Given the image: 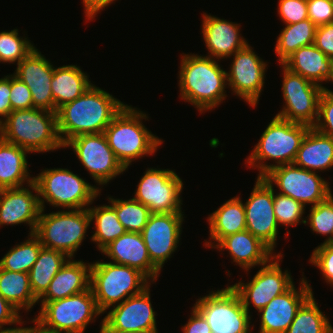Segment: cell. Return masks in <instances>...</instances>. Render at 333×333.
Segmentation results:
<instances>
[{
	"label": "cell",
	"instance_id": "6da1fadb",
	"mask_svg": "<svg viewBox=\"0 0 333 333\" xmlns=\"http://www.w3.org/2000/svg\"><path fill=\"white\" fill-rule=\"evenodd\" d=\"M125 105L92 84L77 99L57 110L58 133L62 143L83 134L104 133Z\"/></svg>",
	"mask_w": 333,
	"mask_h": 333
},
{
	"label": "cell",
	"instance_id": "7a4b0ae2",
	"mask_svg": "<svg viewBox=\"0 0 333 333\" xmlns=\"http://www.w3.org/2000/svg\"><path fill=\"white\" fill-rule=\"evenodd\" d=\"M179 71L180 98L202 114L215 109L226 98V70L219 60L198 54L181 55Z\"/></svg>",
	"mask_w": 333,
	"mask_h": 333
},
{
	"label": "cell",
	"instance_id": "3957f363",
	"mask_svg": "<svg viewBox=\"0 0 333 333\" xmlns=\"http://www.w3.org/2000/svg\"><path fill=\"white\" fill-rule=\"evenodd\" d=\"M0 137L34 154L64 147L58 133L57 113L43 109L10 112L0 123Z\"/></svg>",
	"mask_w": 333,
	"mask_h": 333
},
{
	"label": "cell",
	"instance_id": "277c9868",
	"mask_svg": "<svg viewBox=\"0 0 333 333\" xmlns=\"http://www.w3.org/2000/svg\"><path fill=\"white\" fill-rule=\"evenodd\" d=\"M137 109L126 104L104 131L115 157L126 170L138 158L156 153L163 143L142 123L148 115Z\"/></svg>",
	"mask_w": 333,
	"mask_h": 333
},
{
	"label": "cell",
	"instance_id": "5b68a950",
	"mask_svg": "<svg viewBox=\"0 0 333 333\" xmlns=\"http://www.w3.org/2000/svg\"><path fill=\"white\" fill-rule=\"evenodd\" d=\"M310 126L284 120L276 115L270 121L245 162L262 177L273 167L293 164L300 144ZM274 160L275 164L265 163Z\"/></svg>",
	"mask_w": 333,
	"mask_h": 333
},
{
	"label": "cell",
	"instance_id": "8992f818",
	"mask_svg": "<svg viewBox=\"0 0 333 333\" xmlns=\"http://www.w3.org/2000/svg\"><path fill=\"white\" fill-rule=\"evenodd\" d=\"M151 281L138 269L126 265L96 261L91 265L90 287L98 309L104 314L110 307L141 293Z\"/></svg>",
	"mask_w": 333,
	"mask_h": 333
},
{
	"label": "cell",
	"instance_id": "52a82bcc",
	"mask_svg": "<svg viewBox=\"0 0 333 333\" xmlns=\"http://www.w3.org/2000/svg\"><path fill=\"white\" fill-rule=\"evenodd\" d=\"M33 182L38 190L41 209L44 210L45 202L58 208L85 209L92 205L102 190L67 168L43 169L33 177Z\"/></svg>",
	"mask_w": 333,
	"mask_h": 333
},
{
	"label": "cell",
	"instance_id": "ba28073f",
	"mask_svg": "<svg viewBox=\"0 0 333 333\" xmlns=\"http://www.w3.org/2000/svg\"><path fill=\"white\" fill-rule=\"evenodd\" d=\"M91 224L88 207L63 209L44 214L41 209L34 234L44 248L57 250L74 258Z\"/></svg>",
	"mask_w": 333,
	"mask_h": 333
},
{
	"label": "cell",
	"instance_id": "9c48e42d",
	"mask_svg": "<svg viewBox=\"0 0 333 333\" xmlns=\"http://www.w3.org/2000/svg\"><path fill=\"white\" fill-rule=\"evenodd\" d=\"M34 319L57 333H84L100 314L91 287L81 293L54 301L40 302Z\"/></svg>",
	"mask_w": 333,
	"mask_h": 333
},
{
	"label": "cell",
	"instance_id": "30bf717a",
	"mask_svg": "<svg viewBox=\"0 0 333 333\" xmlns=\"http://www.w3.org/2000/svg\"><path fill=\"white\" fill-rule=\"evenodd\" d=\"M209 292L192 307L205 318L211 333H251V316L231 285Z\"/></svg>",
	"mask_w": 333,
	"mask_h": 333
},
{
	"label": "cell",
	"instance_id": "8fae6325",
	"mask_svg": "<svg viewBox=\"0 0 333 333\" xmlns=\"http://www.w3.org/2000/svg\"><path fill=\"white\" fill-rule=\"evenodd\" d=\"M262 177L270 185H277L279 194L292 197L305 207L315 206L331 195L330 184L325 179L294 164L273 167Z\"/></svg>",
	"mask_w": 333,
	"mask_h": 333
},
{
	"label": "cell",
	"instance_id": "7c38bea8",
	"mask_svg": "<svg viewBox=\"0 0 333 333\" xmlns=\"http://www.w3.org/2000/svg\"><path fill=\"white\" fill-rule=\"evenodd\" d=\"M182 179L173 170L148 168L135 190L134 200L147 206L151 213H183Z\"/></svg>",
	"mask_w": 333,
	"mask_h": 333
},
{
	"label": "cell",
	"instance_id": "4fadbf2b",
	"mask_svg": "<svg viewBox=\"0 0 333 333\" xmlns=\"http://www.w3.org/2000/svg\"><path fill=\"white\" fill-rule=\"evenodd\" d=\"M283 254L278 253L254 275L251 281H242L232 284L231 287L239 295L244 308L250 313V306H254L259 312L274 297L288 291L293 285V279L288 270L282 271L279 262H282ZM252 304V305H251Z\"/></svg>",
	"mask_w": 333,
	"mask_h": 333
},
{
	"label": "cell",
	"instance_id": "5bb4252c",
	"mask_svg": "<svg viewBox=\"0 0 333 333\" xmlns=\"http://www.w3.org/2000/svg\"><path fill=\"white\" fill-rule=\"evenodd\" d=\"M282 94L285 106L276 114L287 121L313 127L318 119L319 98L323 87L291 72L283 64Z\"/></svg>",
	"mask_w": 333,
	"mask_h": 333
},
{
	"label": "cell",
	"instance_id": "9a60e30c",
	"mask_svg": "<svg viewBox=\"0 0 333 333\" xmlns=\"http://www.w3.org/2000/svg\"><path fill=\"white\" fill-rule=\"evenodd\" d=\"M71 147L78 160L97 185H106L126 169L117 160L104 133L83 134L71 138L64 148Z\"/></svg>",
	"mask_w": 333,
	"mask_h": 333
},
{
	"label": "cell",
	"instance_id": "2e32d148",
	"mask_svg": "<svg viewBox=\"0 0 333 333\" xmlns=\"http://www.w3.org/2000/svg\"><path fill=\"white\" fill-rule=\"evenodd\" d=\"M267 65L248 43L233 54L230 70L226 71L227 88L230 86L233 94L256 107L265 84Z\"/></svg>",
	"mask_w": 333,
	"mask_h": 333
},
{
	"label": "cell",
	"instance_id": "e0dca14e",
	"mask_svg": "<svg viewBox=\"0 0 333 333\" xmlns=\"http://www.w3.org/2000/svg\"><path fill=\"white\" fill-rule=\"evenodd\" d=\"M101 320L102 331H145L158 333L154 308L151 304L150 285L141 293L130 296L112 306Z\"/></svg>",
	"mask_w": 333,
	"mask_h": 333
},
{
	"label": "cell",
	"instance_id": "ac0fdd59",
	"mask_svg": "<svg viewBox=\"0 0 333 333\" xmlns=\"http://www.w3.org/2000/svg\"><path fill=\"white\" fill-rule=\"evenodd\" d=\"M244 209L246 230L275 251L279 225L274 214L273 185L263 177H257Z\"/></svg>",
	"mask_w": 333,
	"mask_h": 333
},
{
	"label": "cell",
	"instance_id": "d6986e66",
	"mask_svg": "<svg viewBox=\"0 0 333 333\" xmlns=\"http://www.w3.org/2000/svg\"><path fill=\"white\" fill-rule=\"evenodd\" d=\"M183 213H151L141 232L151 262L161 271L177 250Z\"/></svg>",
	"mask_w": 333,
	"mask_h": 333
},
{
	"label": "cell",
	"instance_id": "ffe728a7",
	"mask_svg": "<svg viewBox=\"0 0 333 333\" xmlns=\"http://www.w3.org/2000/svg\"><path fill=\"white\" fill-rule=\"evenodd\" d=\"M285 293L274 297L258 313L260 316L259 333H285L294 320L301 305L313 295V290L305 277Z\"/></svg>",
	"mask_w": 333,
	"mask_h": 333
},
{
	"label": "cell",
	"instance_id": "44dd1931",
	"mask_svg": "<svg viewBox=\"0 0 333 333\" xmlns=\"http://www.w3.org/2000/svg\"><path fill=\"white\" fill-rule=\"evenodd\" d=\"M50 62L35 47L17 64L13 75L29 87L34 108L54 112L51 91L54 66Z\"/></svg>",
	"mask_w": 333,
	"mask_h": 333
},
{
	"label": "cell",
	"instance_id": "7402d4cb",
	"mask_svg": "<svg viewBox=\"0 0 333 333\" xmlns=\"http://www.w3.org/2000/svg\"><path fill=\"white\" fill-rule=\"evenodd\" d=\"M40 211L38 190L34 182L26 187L0 189L1 227L26 223L30 227L29 234L34 233Z\"/></svg>",
	"mask_w": 333,
	"mask_h": 333
},
{
	"label": "cell",
	"instance_id": "603a6c76",
	"mask_svg": "<svg viewBox=\"0 0 333 333\" xmlns=\"http://www.w3.org/2000/svg\"><path fill=\"white\" fill-rule=\"evenodd\" d=\"M201 34L208 50L207 57L216 60L230 58L248 42L240 33V24L203 13Z\"/></svg>",
	"mask_w": 333,
	"mask_h": 333
},
{
	"label": "cell",
	"instance_id": "cb8c5ba5",
	"mask_svg": "<svg viewBox=\"0 0 333 333\" xmlns=\"http://www.w3.org/2000/svg\"><path fill=\"white\" fill-rule=\"evenodd\" d=\"M116 264L133 267L142 272L153 284L161 272L150 260L141 233L126 231L102 251Z\"/></svg>",
	"mask_w": 333,
	"mask_h": 333
},
{
	"label": "cell",
	"instance_id": "d4e9b609",
	"mask_svg": "<svg viewBox=\"0 0 333 333\" xmlns=\"http://www.w3.org/2000/svg\"><path fill=\"white\" fill-rule=\"evenodd\" d=\"M215 248L219 252L228 250L231 260L247 272L257 265L266 264L275 255L274 251L248 230L224 237Z\"/></svg>",
	"mask_w": 333,
	"mask_h": 333
},
{
	"label": "cell",
	"instance_id": "484cf974",
	"mask_svg": "<svg viewBox=\"0 0 333 333\" xmlns=\"http://www.w3.org/2000/svg\"><path fill=\"white\" fill-rule=\"evenodd\" d=\"M91 265L92 263L70 258L53 277L49 288L38 302L63 299L88 290L91 281Z\"/></svg>",
	"mask_w": 333,
	"mask_h": 333
},
{
	"label": "cell",
	"instance_id": "4316f807",
	"mask_svg": "<svg viewBox=\"0 0 333 333\" xmlns=\"http://www.w3.org/2000/svg\"><path fill=\"white\" fill-rule=\"evenodd\" d=\"M207 220L209 223V239L211 241L204 240L205 248H214L224 237L245 231L246 216L240 196L237 195L227 200L211 213Z\"/></svg>",
	"mask_w": 333,
	"mask_h": 333
},
{
	"label": "cell",
	"instance_id": "83f0119b",
	"mask_svg": "<svg viewBox=\"0 0 333 333\" xmlns=\"http://www.w3.org/2000/svg\"><path fill=\"white\" fill-rule=\"evenodd\" d=\"M293 164L312 172L329 171L333 167V138L310 127Z\"/></svg>",
	"mask_w": 333,
	"mask_h": 333
},
{
	"label": "cell",
	"instance_id": "f1b7e54d",
	"mask_svg": "<svg viewBox=\"0 0 333 333\" xmlns=\"http://www.w3.org/2000/svg\"><path fill=\"white\" fill-rule=\"evenodd\" d=\"M332 58L327 57L314 44L303 46L291 54L282 64L291 72L321 86L330 75Z\"/></svg>",
	"mask_w": 333,
	"mask_h": 333
},
{
	"label": "cell",
	"instance_id": "f546056e",
	"mask_svg": "<svg viewBox=\"0 0 333 333\" xmlns=\"http://www.w3.org/2000/svg\"><path fill=\"white\" fill-rule=\"evenodd\" d=\"M89 76L77 65L54 67L51 91L54 100V112L81 96L90 86Z\"/></svg>",
	"mask_w": 333,
	"mask_h": 333
},
{
	"label": "cell",
	"instance_id": "4dcf8cb0",
	"mask_svg": "<svg viewBox=\"0 0 333 333\" xmlns=\"http://www.w3.org/2000/svg\"><path fill=\"white\" fill-rule=\"evenodd\" d=\"M27 154L29 152L26 149L0 137V189L19 188L33 182L28 172Z\"/></svg>",
	"mask_w": 333,
	"mask_h": 333
},
{
	"label": "cell",
	"instance_id": "1f68e13d",
	"mask_svg": "<svg viewBox=\"0 0 333 333\" xmlns=\"http://www.w3.org/2000/svg\"><path fill=\"white\" fill-rule=\"evenodd\" d=\"M70 258L63 252L42 248L38 259L29 271V280L34 297L39 300L49 288L57 272Z\"/></svg>",
	"mask_w": 333,
	"mask_h": 333
},
{
	"label": "cell",
	"instance_id": "d6a6232c",
	"mask_svg": "<svg viewBox=\"0 0 333 333\" xmlns=\"http://www.w3.org/2000/svg\"><path fill=\"white\" fill-rule=\"evenodd\" d=\"M0 295L19 312H28L39 303L32 293L28 273L0 268Z\"/></svg>",
	"mask_w": 333,
	"mask_h": 333
},
{
	"label": "cell",
	"instance_id": "836d02e7",
	"mask_svg": "<svg viewBox=\"0 0 333 333\" xmlns=\"http://www.w3.org/2000/svg\"><path fill=\"white\" fill-rule=\"evenodd\" d=\"M316 25L308 18L294 24L285 25L280 31L275 45V53L282 64L291 54L303 46L314 43Z\"/></svg>",
	"mask_w": 333,
	"mask_h": 333
},
{
	"label": "cell",
	"instance_id": "e575fe53",
	"mask_svg": "<svg viewBox=\"0 0 333 333\" xmlns=\"http://www.w3.org/2000/svg\"><path fill=\"white\" fill-rule=\"evenodd\" d=\"M90 221H94L95 231L91 236L92 242L97 243L101 252L107 245L123 235L126 230L120 223L117 212L110 205L88 207Z\"/></svg>",
	"mask_w": 333,
	"mask_h": 333
},
{
	"label": "cell",
	"instance_id": "d590c367",
	"mask_svg": "<svg viewBox=\"0 0 333 333\" xmlns=\"http://www.w3.org/2000/svg\"><path fill=\"white\" fill-rule=\"evenodd\" d=\"M285 333H333V327L311 295L298 309Z\"/></svg>",
	"mask_w": 333,
	"mask_h": 333
},
{
	"label": "cell",
	"instance_id": "8d00e7d4",
	"mask_svg": "<svg viewBox=\"0 0 333 333\" xmlns=\"http://www.w3.org/2000/svg\"><path fill=\"white\" fill-rule=\"evenodd\" d=\"M43 248L39 238L31 233L28 239L13 248L0 259V268L13 272L29 273Z\"/></svg>",
	"mask_w": 333,
	"mask_h": 333
},
{
	"label": "cell",
	"instance_id": "74e56055",
	"mask_svg": "<svg viewBox=\"0 0 333 333\" xmlns=\"http://www.w3.org/2000/svg\"><path fill=\"white\" fill-rule=\"evenodd\" d=\"M110 206L117 212L120 223L128 232L141 233L151 214L149 208L130 198L129 200L109 197Z\"/></svg>",
	"mask_w": 333,
	"mask_h": 333
},
{
	"label": "cell",
	"instance_id": "f35d334b",
	"mask_svg": "<svg viewBox=\"0 0 333 333\" xmlns=\"http://www.w3.org/2000/svg\"><path fill=\"white\" fill-rule=\"evenodd\" d=\"M33 48L29 39L19 36L18 29L0 32V63L18 64Z\"/></svg>",
	"mask_w": 333,
	"mask_h": 333
},
{
	"label": "cell",
	"instance_id": "ab89813d",
	"mask_svg": "<svg viewBox=\"0 0 333 333\" xmlns=\"http://www.w3.org/2000/svg\"><path fill=\"white\" fill-rule=\"evenodd\" d=\"M305 225L309 223L311 231L316 234L325 235L327 239L323 243L333 240V195L310 208Z\"/></svg>",
	"mask_w": 333,
	"mask_h": 333
},
{
	"label": "cell",
	"instance_id": "60d3db41",
	"mask_svg": "<svg viewBox=\"0 0 333 333\" xmlns=\"http://www.w3.org/2000/svg\"><path fill=\"white\" fill-rule=\"evenodd\" d=\"M273 203L274 214L279 226H296L298 223L305 224L303 214H305V206L294 200L292 197L284 196L276 193L273 187Z\"/></svg>",
	"mask_w": 333,
	"mask_h": 333
},
{
	"label": "cell",
	"instance_id": "b9f144b4",
	"mask_svg": "<svg viewBox=\"0 0 333 333\" xmlns=\"http://www.w3.org/2000/svg\"><path fill=\"white\" fill-rule=\"evenodd\" d=\"M320 133L333 138V91L323 86L319 98L318 119L313 126Z\"/></svg>",
	"mask_w": 333,
	"mask_h": 333
},
{
	"label": "cell",
	"instance_id": "7bdbcfd3",
	"mask_svg": "<svg viewBox=\"0 0 333 333\" xmlns=\"http://www.w3.org/2000/svg\"><path fill=\"white\" fill-rule=\"evenodd\" d=\"M310 263L320 269L322 277L328 284L333 285V243H321L317 246L310 258Z\"/></svg>",
	"mask_w": 333,
	"mask_h": 333
},
{
	"label": "cell",
	"instance_id": "ee69618b",
	"mask_svg": "<svg viewBox=\"0 0 333 333\" xmlns=\"http://www.w3.org/2000/svg\"><path fill=\"white\" fill-rule=\"evenodd\" d=\"M278 3L277 11L285 25L308 19L307 0H279Z\"/></svg>",
	"mask_w": 333,
	"mask_h": 333
},
{
	"label": "cell",
	"instance_id": "f6af8a7d",
	"mask_svg": "<svg viewBox=\"0 0 333 333\" xmlns=\"http://www.w3.org/2000/svg\"><path fill=\"white\" fill-rule=\"evenodd\" d=\"M11 112L15 110L32 109L33 100L29 87L13 74L10 75Z\"/></svg>",
	"mask_w": 333,
	"mask_h": 333
},
{
	"label": "cell",
	"instance_id": "bcb514c9",
	"mask_svg": "<svg viewBox=\"0 0 333 333\" xmlns=\"http://www.w3.org/2000/svg\"><path fill=\"white\" fill-rule=\"evenodd\" d=\"M308 18L321 26L333 23V0H307Z\"/></svg>",
	"mask_w": 333,
	"mask_h": 333
},
{
	"label": "cell",
	"instance_id": "7dc6e473",
	"mask_svg": "<svg viewBox=\"0 0 333 333\" xmlns=\"http://www.w3.org/2000/svg\"><path fill=\"white\" fill-rule=\"evenodd\" d=\"M313 44L327 57L333 58V23L316 27Z\"/></svg>",
	"mask_w": 333,
	"mask_h": 333
},
{
	"label": "cell",
	"instance_id": "c3c4849f",
	"mask_svg": "<svg viewBox=\"0 0 333 333\" xmlns=\"http://www.w3.org/2000/svg\"><path fill=\"white\" fill-rule=\"evenodd\" d=\"M21 317L20 312L0 295V328H4V325H22L24 321Z\"/></svg>",
	"mask_w": 333,
	"mask_h": 333
},
{
	"label": "cell",
	"instance_id": "681fc988",
	"mask_svg": "<svg viewBox=\"0 0 333 333\" xmlns=\"http://www.w3.org/2000/svg\"><path fill=\"white\" fill-rule=\"evenodd\" d=\"M191 317L187 323L182 326L183 333H211L210 326L208 325L205 318L192 307Z\"/></svg>",
	"mask_w": 333,
	"mask_h": 333
},
{
	"label": "cell",
	"instance_id": "f907efd6",
	"mask_svg": "<svg viewBox=\"0 0 333 333\" xmlns=\"http://www.w3.org/2000/svg\"><path fill=\"white\" fill-rule=\"evenodd\" d=\"M10 75L0 78V123L11 112L10 103ZM3 119V120H2Z\"/></svg>",
	"mask_w": 333,
	"mask_h": 333
},
{
	"label": "cell",
	"instance_id": "816d5d0a",
	"mask_svg": "<svg viewBox=\"0 0 333 333\" xmlns=\"http://www.w3.org/2000/svg\"><path fill=\"white\" fill-rule=\"evenodd\" d=\"M116 0H82V3L84 5V13L87 21L94 20L98 12L103 11L105 7H108L112 3H114Z\"/></svg>",
	"mask_w": 333,
	"mask_h": 333
},
{
	"label": "cell",
	"instance_id": "f5cc1de1",
	"mask_svg": "<svg viewBox=\"0 0 333 333\" xmlns=\"http://www.w3.org/2000/svg\"><path fill=\"white\" fill-rule=\"evenodd\" d=\"M31 322L35 323V325L33 327H31V326L29 327V333H57L53 330H49V329L44 328L34 318Z\"/></svg>",
	"mask_w": 333,
	"mask_h": 333
},
{
	"label": "cell",
	"instance_id": "db71d44e",
	"mask_svg": "<svg viewBox=\"0 0 333 333\" xmlns=\"http://www.w3.org/2000/svg\"><path fill=\"white\" fill-rule=\"evenodd\" d=\"M0 333H29V327H4L0 328Z\"/></svg>",
	"mask_w": 333,
	"mask_h": 333
},
{
	"label": "cell",
	"instance_id": "11a10c76",
	"mask_svg": "<svg viewBox=\"0 0 333 333\" xmlns=\"http://www.w3.org/2000/svg\"><path fill=\"white\" fill-rule=\"evenodd\" d=\"M102 333H151L145 331H102Z\"/></svg>",
	"mask_w": 333,
	"mask_h": 333
},
{
	"label": "cell",
	"instance_id": "9f6ffc18",
	"mask_svg": "<svg viewBox=\"0 0 333 333\" xmlns=\"http://www.w3.org/2000/svg\"><path fill=\"white\" fill-rule=\"evenodd\" d=\"M328 81L333 82V58H332L331 65H330V75H329V78L327 79V83H329Z\"/></svg>",
	"mask_w": 333,
	"mask_h": 333
}]
</instances>
